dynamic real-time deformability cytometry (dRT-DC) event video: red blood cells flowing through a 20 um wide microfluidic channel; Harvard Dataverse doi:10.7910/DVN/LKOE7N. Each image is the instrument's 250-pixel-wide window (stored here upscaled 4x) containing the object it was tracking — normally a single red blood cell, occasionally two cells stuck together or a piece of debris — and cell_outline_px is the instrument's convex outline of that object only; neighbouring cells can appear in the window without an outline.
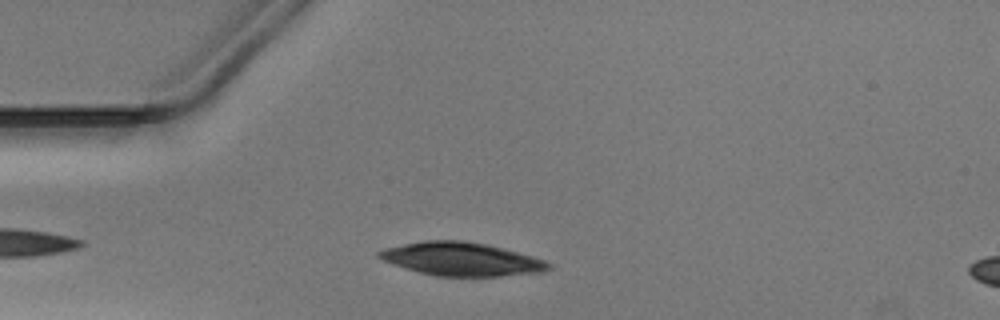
{"species": "Egyptian fruit bat (a non-hibernating species)", "species_latin": "Rousettus aegyptiacus", "temperature_condition": "warm", "stored_images_in_passage": 35, "camera_frame_rate_fps": 3000, "um_per_image_px": 0.085, "animal": {"sex": "male"}, "frame": {"image": 1, "passage_image": 8, "time_ms": 2.333, "image_size_px": [1000, 320], "cell_outline_px": [[552, 268], [540, 272], [500, 276], [436, 276], [404, 268], [384, 260], [376, 256], [376, 252], [380, 248], [424, 240], [464, 240], [488, 244], [504, 248], [532, 256], [544, 260], [552, 264]], "centroid_in_image_um": [39.19, 22.01], "position_along_channel_um": 45.8, "area_um2": 33.12}}
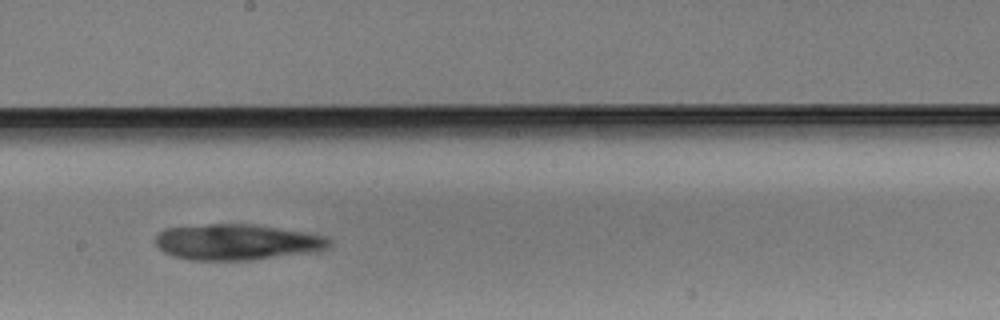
{"frame": {"image": 2, "passage_image": 23, "time_ms": 7.333, "image_size_px": [1000, 320], "cell_outline_px": [[332, 244], [328, 248], [308, 252], [252, 260], [188, 260], [172, 256], [164, 252], [156, 244], [156, 236], [164, 228], [208, 224], [252, 224], [308, 232], [328, 236], [332, 240]], "centroid_in_image_um": [20.16, 20.57], "position_along_channel_um": 228.0, "area_um2": 36.47}}
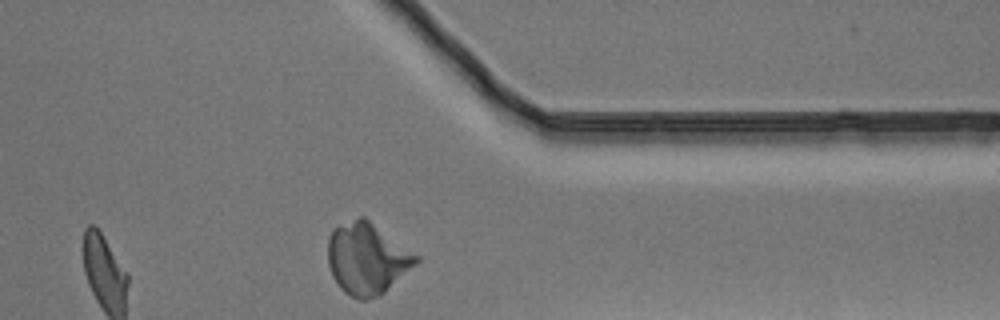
{"frame": {"image": 3, "passage_image": 35, "time_ms": 11.333, "image_size_px": [1000, 320], "cell_outline_px": [[420, 260], [416, 264], [380, 296], [364, 300], [360, 300], [344, 292], [340, 288], [332, 276], [328, 264], [328, 236], [332, 228], [360, 216], [364, 216], [420, 256]], "centroid_in_image_um": [31.19, 21.97], "position_along_channel_um": 380.2, "area_um2": 36.88}}